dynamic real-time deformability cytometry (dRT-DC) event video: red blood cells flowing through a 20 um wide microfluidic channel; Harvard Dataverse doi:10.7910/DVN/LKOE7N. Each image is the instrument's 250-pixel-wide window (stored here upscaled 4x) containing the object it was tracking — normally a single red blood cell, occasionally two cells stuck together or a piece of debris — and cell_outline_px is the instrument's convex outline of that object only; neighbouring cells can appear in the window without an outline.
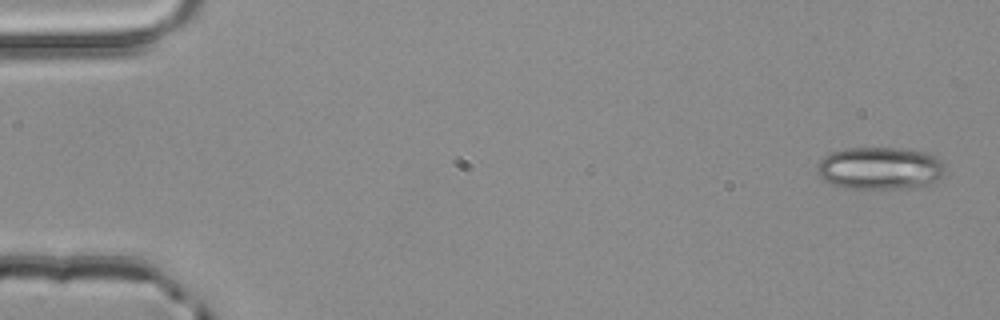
{"species": "common noctule bat (a hibernating species)", "species_latin": "Nyctalus noctula", "temperature_condition": "room temperature", "stored_images_in_passage": 3, "camera_frame_rate_fps": 3000, "um_per_image_px": 0.085, "animal": {"sex": "male", "body_mass_g": 20.4}, "frame": {"image": 1, "passage_image": 1, "time_ms": 0.0, "image_size_px": [1000, 320], "cell_outline_px": [[944, 168], [940, 176], [936, 180], [928, 184], [908, 188], [848, 188], [832, 184], [824, 180], [820, 176], [816, 168], [816, 164], [824, 156], [832, 152], [844, 148], [904, 148], [924, 152], [936, 156], [944, 164]], "centroid_in_image_um": [74.76, 14.28], "position_along_channel_um": 10.2, "area_um2": 31.56}}